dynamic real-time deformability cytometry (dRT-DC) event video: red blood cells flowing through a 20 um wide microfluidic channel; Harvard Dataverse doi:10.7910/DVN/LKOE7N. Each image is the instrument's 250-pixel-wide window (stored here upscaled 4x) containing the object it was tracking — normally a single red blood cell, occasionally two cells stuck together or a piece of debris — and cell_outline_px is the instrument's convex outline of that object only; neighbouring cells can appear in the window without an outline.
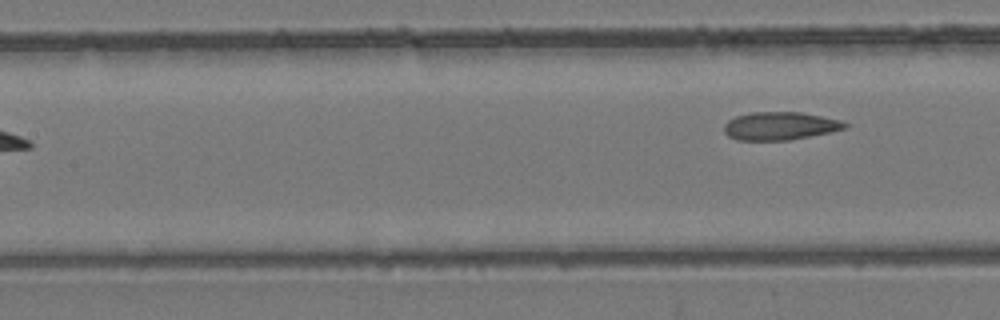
{"species": "common noctule bat (a hibernating species)", "species_latin": "Nyctalus noctula", "temperature_condition": "room temperature", "stored_images_in_passage": 6, "segment_of_instrument_passage": [2, 2], "camera_frame_rate_fps": 3000, "um_per_image_px": 0.085, "animal": {"sex": "female", "body_mass_g": 24.6, "forearm_length_mm": 56.2}, "frame": {"image": 1, "passage_image": 6, "time_ms": 1.667, "image_size_px": [1000, 320], "cell_outline_px": [[848, 124], [844, 128], [832, 132], [788, 140], [736, 140], [728, 136], [724, 132], [724, 124], [728, 120], [736, 116], [752, 112], [800, 112], [844, 120]], "centroid_in_image_um": [66.3, 10.7], "position_along_channel_um": 141.1, "area_um2": 19.83}}